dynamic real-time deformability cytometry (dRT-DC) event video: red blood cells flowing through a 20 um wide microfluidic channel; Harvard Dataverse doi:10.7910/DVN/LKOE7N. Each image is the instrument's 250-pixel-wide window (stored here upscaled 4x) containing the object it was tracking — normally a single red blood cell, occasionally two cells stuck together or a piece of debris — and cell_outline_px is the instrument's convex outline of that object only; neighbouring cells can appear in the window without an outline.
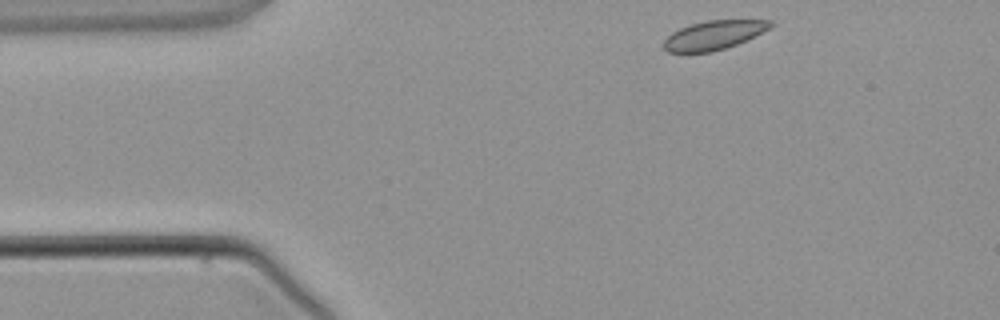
{"species": "common noctule bat (a hibernating species)", "species_latin": "Nyctalus noctula", "temperature_condition": "warm", "stored_images_in_passage": 2, "camera_frame_rate_fps": 3000, "um_per_image_px": 0.085, "animal": {"sex": "male", "body_mass_g": 21.5, "forearm_length_mm": 52.0}, "frame": {"image": 1, "passage_image": 1, "time_ms": 0.0, "image_size_px": [1000, 320], "cell_outline_px": [[776, 24], [736, 44], [712, 52], [668, 52], [664, 48], [664, 40], [672, 32], [680, 28], [692, 24], [708, 20], [776, 20]], "centroid_in_image_um": [60.66, 2.97], "position_along_channel_um": 24.3, "area_um2": 17.69}}